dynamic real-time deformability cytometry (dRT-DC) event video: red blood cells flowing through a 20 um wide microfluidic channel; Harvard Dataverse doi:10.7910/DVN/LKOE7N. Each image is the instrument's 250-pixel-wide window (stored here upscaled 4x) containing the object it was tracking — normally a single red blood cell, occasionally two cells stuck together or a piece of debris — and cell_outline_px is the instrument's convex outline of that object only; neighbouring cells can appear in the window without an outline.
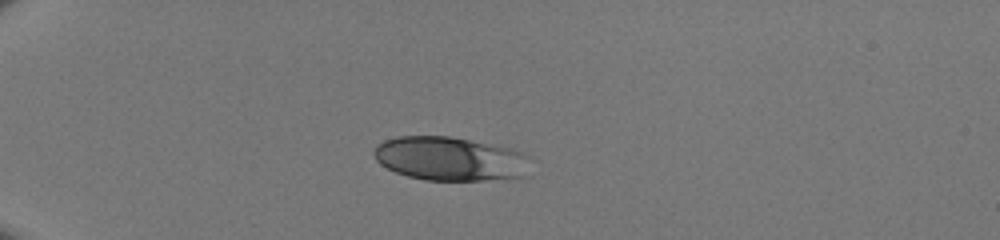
{"species": "human", "species_latin": "Homo sapiens", "temperature_condition": "room temperature", "stored_images_in_passage": 35, "camera_frame_rate_fps": 3000, "um_per_image_px": 0.085, "donor": {"sex": "male"}, "frame": {"image": 1, "passage_image": 1, "time_ms": 0.0, "image_size_px": [1000, 240], "cell_outline_px": [[528, 156], [520, 176], [480, 180], [424, 180], [408, 176], [396, 172], [380, 164], [376, 160], [372, 152], [384, 140], [400, 136], [448, 136], [508, 148], [524, 152]], "centroid_in_image_um": [38.14, 13.48], "position_along_channel_um": 46.9, "area_um2": 39.02}}
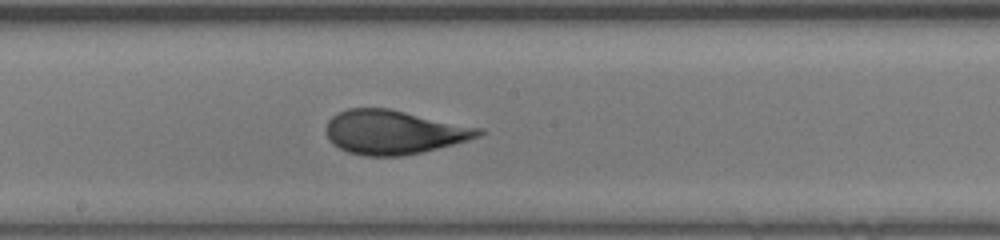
{"frame": {"image": 2, "passage_image": 16, "time_ms": 5.0, "image_size_px": [1000, 240], "cell_outline_px": [[484, 132], [468, 140], [420, 152], [400, 156], [364, 156], [348, 152], [332, 144], [328, 136], [328, 120], [336, 112], [348, 108], [388, 108], [484, 128]], "centroid_in_image_um": [33.47, 11.22], "position_along_channel_um": 214.7, "area_um2": 38.84}}
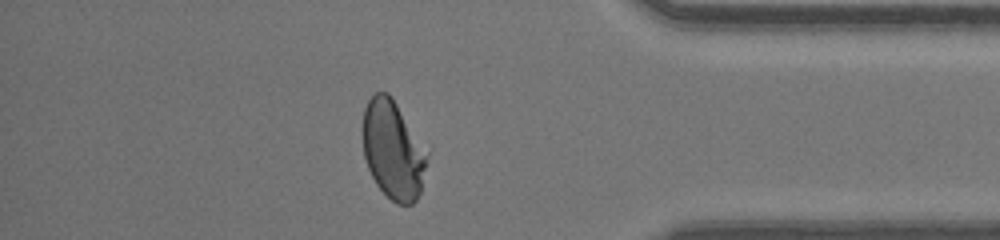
{"frame": {"image": 3, "passage_image": 30, "time_ms": 9.667, "image_size_px": [1000, 240], "cell_outline_px": [[428, 152], [420, 192], [416, 200], [412, 204], [396, 204], [376, 184], [368, 168], [364, 156], [364, 108], [368, 100], [376, 92], [388, 92], [392, 96]], "centroid_in_image_um": [33.41, 12.73], "position_along_channel_um": 401.8, "area_um2": 36.41}}